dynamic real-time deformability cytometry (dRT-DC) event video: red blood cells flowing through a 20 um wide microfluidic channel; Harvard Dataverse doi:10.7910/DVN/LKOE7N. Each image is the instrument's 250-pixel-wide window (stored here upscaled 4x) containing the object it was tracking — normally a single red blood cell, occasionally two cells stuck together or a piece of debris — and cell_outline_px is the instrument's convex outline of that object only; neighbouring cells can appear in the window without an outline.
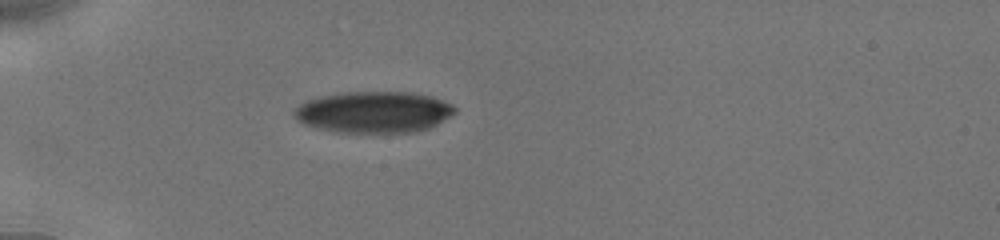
{"species": "human", "species_latin": "Homo sapiens", "temperature_condition": "cold", "stored_images_in_passage": 10, "camera_frame_rate_fps": 3000, "um_per_image_px": 0.085, "donor": {"sex": "male"}, "frame": {"image": 1, "passage_image": 1, "time_ms": 0.0, "image_size_px": [1000, 240], "cell_outline_px": [[456, 112], [436, 124], [428, 128], [416, 132], [336, 132], [316, 128], [304, 124], [296, 120], [292, 112], [292, 108], [308, 100], [320, 96], [348, 92], [412, 92], [432, 96], [452, 104], [456, 108]], "centroid_in_image_um": [31.74, 9.52], "position_along_channel_um": 53.3, "area_um2": 38.84}}
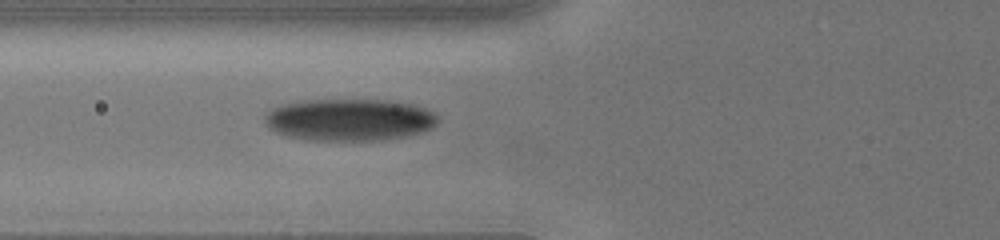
{"frame": {"image": 2, "passage_image": 7, "time_ms": 1.667, "image_size_px": [1000, 240], "cell_outline_px": [[440, 120], [432, 128], [408, 136], [376, 140], [316, 140], [288, 136], [276, 132], [264, 120], [264, 112], [272, 108], [284, 104], [300, 100], [396, 100], [412, 104], [424, 108], [440, 116]], "centroid_in_image_um": [29.73, 10.16], "position_along_channel_um": 96.1, "area_um2": 42.48}}